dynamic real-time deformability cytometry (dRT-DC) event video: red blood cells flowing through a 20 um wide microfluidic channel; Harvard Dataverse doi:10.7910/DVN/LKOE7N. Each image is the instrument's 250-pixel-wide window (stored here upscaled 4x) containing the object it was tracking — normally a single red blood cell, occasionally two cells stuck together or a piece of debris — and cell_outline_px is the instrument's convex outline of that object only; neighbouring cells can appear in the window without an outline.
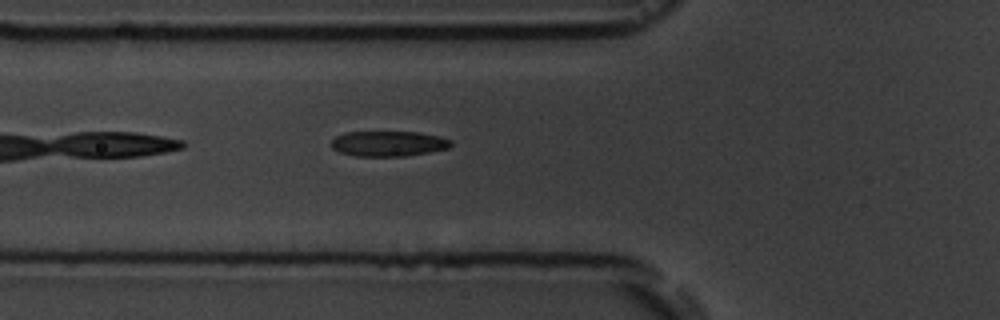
{"species": "common noctule bat (a hibernating species)", "species_latin": "Nyctalus noctula", "temperature_condition": "room temperature", "stored_images_in_passage": 5, "camera_frame_rate_fps": 3000, "um_per_image_px": 0.085, "animal": {"sex": "male", "body_mass_g": 19.5, "forearm_length_mm": 54.6}, "frame": {"image": 1, "passage_image": 5, "time_ms": 5.667, "image_size_px": [1000, 320], "cell_outline_px": [[452, 144], [448, 148], [428, 152], [404, 156], [356, 156], [340, 152], [332, 148], [332, 140], [336, 136], [344, 132], [420, 132], [440, 136], [452, 140]], "centroid_in_image_um": [33.03, 12.2], "position_along_channel_um": 92.8, "area_um2": 17.63}}